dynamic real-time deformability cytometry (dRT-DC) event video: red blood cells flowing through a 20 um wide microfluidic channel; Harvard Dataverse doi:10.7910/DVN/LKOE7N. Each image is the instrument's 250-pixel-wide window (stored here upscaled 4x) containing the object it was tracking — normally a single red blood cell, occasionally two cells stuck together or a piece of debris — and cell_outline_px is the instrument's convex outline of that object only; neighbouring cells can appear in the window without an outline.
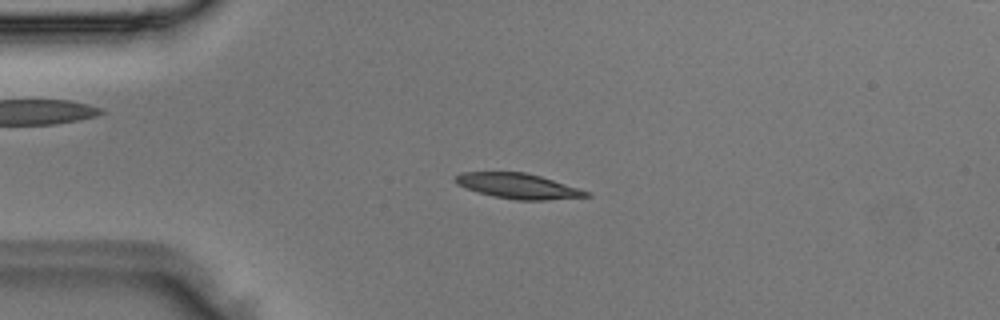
{"species": "Egyptian fruit bat (a non-hibernating species)", "species_latin": "Rousettus aegyptiacus", "temperature_condition": "room temperature", "stored_images_in_passage": 2, "camera_frame_rate_fps": 3000, "um_per_image_px": 0.085, "animal": {"sex": "male"}, "frame": {"image": 1, "passage_image": 2, "time_ms": 0.333, "image_size_px": [1000, 320], "cell_outline_px": [[592, 196], [548, 200], [516, 200], [492, 196], [456, 184], [452, 180], [460, 172], [524, 172], [540, 176], [592, 192]], "centroid_in_image_um": [44.06, 15.81], "position_along_channel_um": 40.9, "area_um2": 19.25}}